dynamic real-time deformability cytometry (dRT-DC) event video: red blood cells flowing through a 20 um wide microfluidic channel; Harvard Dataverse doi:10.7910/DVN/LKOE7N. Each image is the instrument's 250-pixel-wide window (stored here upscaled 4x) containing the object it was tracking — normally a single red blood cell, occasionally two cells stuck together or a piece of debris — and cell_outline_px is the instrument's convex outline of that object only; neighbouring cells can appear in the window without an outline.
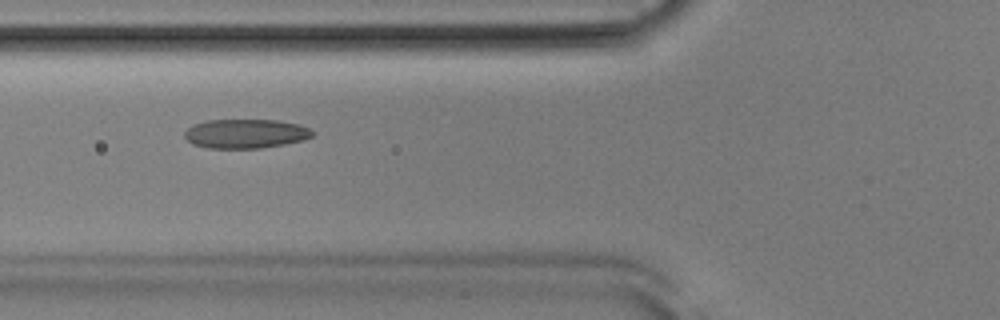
{"species": "Egyptian fruit bat (a non-hibernating species)", "species_latin": "Rousettus aegyptiacus", "temperature_condition": "room temperature", "stored_images_in_passage": 40, "camera_frame_rate_fps": 3000, "um_per_image_px": 0.085, "animal": {"sex": "male"}, "frame": {"image": 1, "passage_image": 8, "time_ms": 2.333, "image_size_px": [1000, 320], "cell_outline_px": [[312, 136], [304, 140], [284, 144], [260, 148], [208, 148], [192, 144], [184, 136], [184, 132], [192, 124], [208, 120], [276, 120], [296, 124], [308, 128], [312, 132]], "centroid_in_image_um": [20.83, 11.36], "position_along_channel_um": 105.0, "area_um2": 21.62}}
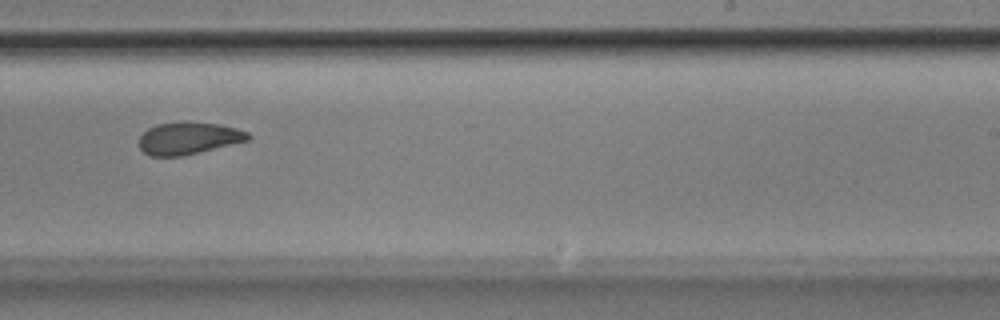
{"frame": {"image": 2, "passage_image": 21, "time_ms": 6.667, "image_size_px": [1000, 320], "cell_outline_px": [[252, 136], [248, 140], [180, 156], [152, 156], [144, 152], [140, 148], [140, 136], [148, 128], [156, 124], [180, 120], [184, 120], [220, 124], [236, 128], [248, 132]], "centroid_in_image_um": [16.01, 11.71], "position_along_channel_um": 273.0, "area_um2": 20.52}}
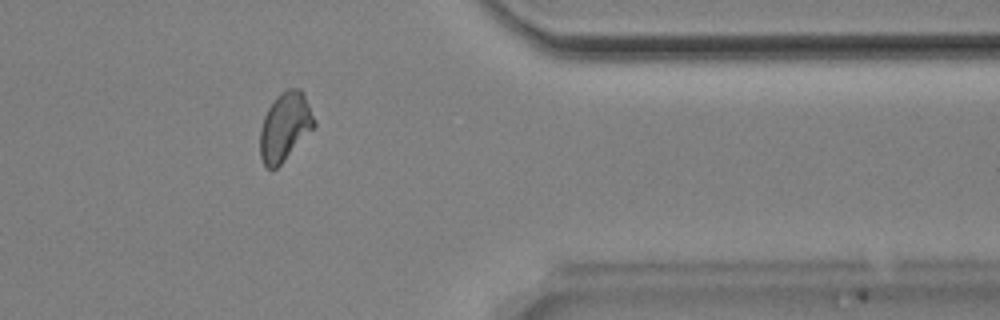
{"frame": {"image": 3, "passage_image": 31, "time_ms": 10.0, "image_size_px": [1000, 320], "cell_outline_px": [[316, 124], [284, 160], [276, 168], [268, 168], [264, 164], [260, 156], [260, 128], [264, 116], [268, 108], [276, 96], [280, 92], [288, 88], [300, 88], [304, 92], [316, 120]], "centroid_in_image_um": [24.22, 10.71], "position_along_channel_um": 387.2, "area_um2": 21.44}, "authors_computed_cell_mechanics": {"area_um2": 21.1837, "velocity_mm_per_s": 3.8882, "shape_relaxation_time_tau1_ms": 6.2369, "shape_relaxation_time_tau2_ms": 3.0938, "deformation_change_tau1": 0.1547, "deformation_change_tau2": 0.0664}}